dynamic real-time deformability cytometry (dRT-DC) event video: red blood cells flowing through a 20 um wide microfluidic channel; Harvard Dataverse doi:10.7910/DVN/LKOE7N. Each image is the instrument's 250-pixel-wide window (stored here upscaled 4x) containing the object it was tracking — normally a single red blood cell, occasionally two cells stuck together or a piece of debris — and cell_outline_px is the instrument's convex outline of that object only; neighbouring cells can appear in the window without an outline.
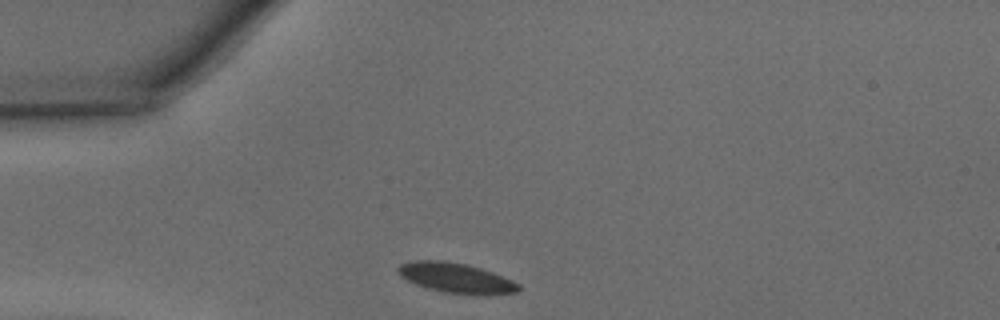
{"species": "common noctule bat (a hibernating species)", "species_latin": "Nyctalus noctula", "temperature_condition": "warm", "stored_images_in_passage": 26, "camera_frame_rate_fps": 3000, "um_per_image_px": 0.085, "animal": {"sex": "male", "body_mass_g": 15.6}, "frame": {"image": 1, "passage_image": 1, "time_ms": 0.0, "image_size_px": [1000, 320], "cell_outline_px": [[520, 292], [444, 292], [428, 288], [416, 284], [400, 276], [396, 272], [396, 268], [400, 264], [412, 260], [444, 260], [468, 264], [492, 272], [512, 280], [520, 284]], "centroid_in_image_um": [38.66, 23.56], "position_along_channel_um": 46.3, "area_um2": 20.35}}
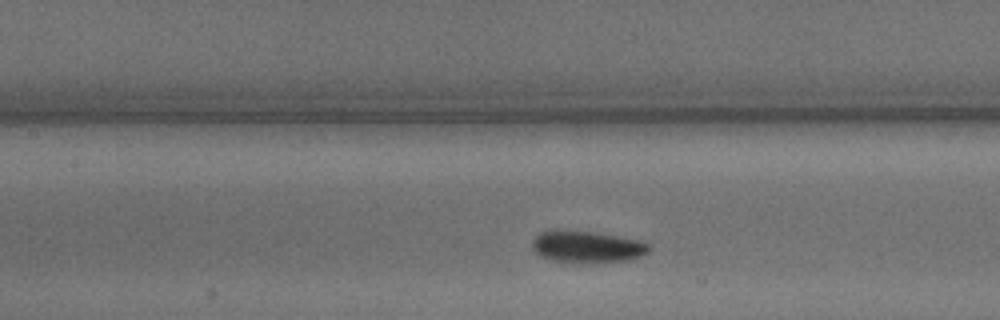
{"frame": {"image": 2, "passage_image": 10, "time_ms": 3.0, "image_size_px": [1000, 320], "cell_outline_px": [[648, 252], [644, 256], [628, 260], [552, 260], [540, 256], [532, 248], [532, 240], [540, 232], [556, 228], [592, 232], [644, 240], [648, 244]], "centroid_in_image_um": [49.88, 20.91], "position_along_channel_um": 157.5, "area_um2": 21.15}}
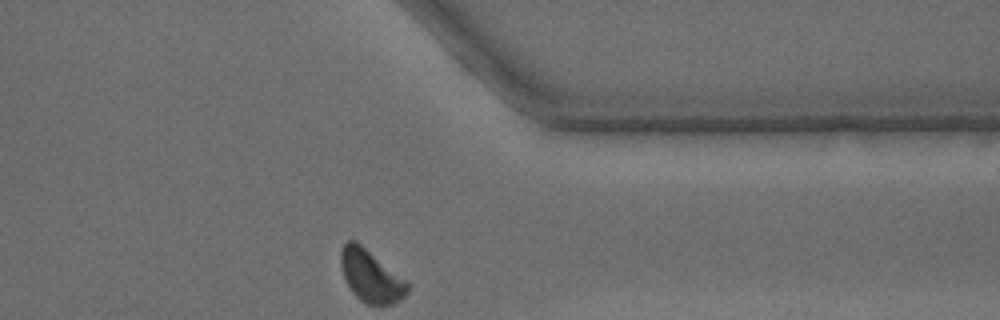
{"frame": {"image": 3, "passage_image": 26, "time_ms": 8.333, "image_size_px": [1000, 320], "cell_outline_px": [[412, 284], [408, 292], [400, 300], [392, 304], [368, 304], [360, 300], [352, 292], [344, 276], [340, 264], [340, 252], [344, 244], [348, 240], [356, 240]], "centroid_in_image_um": [31.55, 23.45], "position_along_channel_um": 379.9, "area_um2": 20.35}, "authors_computed_cell_mechanics": {"area_um2": 20.8947, "velocity_mm_per_s": 4.3005, "shape_relaxation_time_tau1_ms": null, "shape_relaxation_time_tau2_ms": 6.4998, "deformation_change_tau1": null, "deformation_change_tau2": 0.1143}}